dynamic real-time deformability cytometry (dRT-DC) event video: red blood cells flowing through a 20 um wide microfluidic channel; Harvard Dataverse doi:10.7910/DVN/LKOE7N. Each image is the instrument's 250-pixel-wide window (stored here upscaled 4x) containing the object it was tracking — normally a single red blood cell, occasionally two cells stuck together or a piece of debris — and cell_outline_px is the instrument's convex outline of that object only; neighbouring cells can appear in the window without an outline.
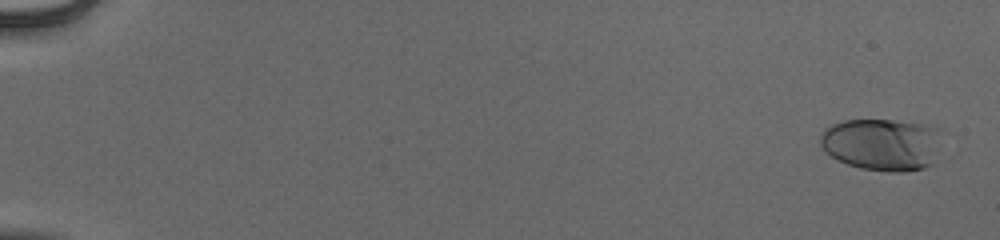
{"species": "human", "species_latin": "Homo sapiens", "temperature_condition": "cold", "stored_images_in_passage": 56, "camera_frame_rate_fps": 3000, "um_per_image_px": 0.085, "donor": {"sex": "male"}, "frame": {"image": 1, "passage_image": 3, "time_ms": 0.667, "image_size_px": [1000, 240], "cell_outline_px": [[936, 128], [932, 164], [924, 168], [904, 172], [888, 172], [860, 168], [836, 160], [820, 144], [820, 136], [824, 128], [832, 124], [844, 120], [892, 120], [920, 124]], "centroid_in_image_um": [74.84, 12.28], "position_along_channel_um": 10.2, "area_um2": 36.13}}
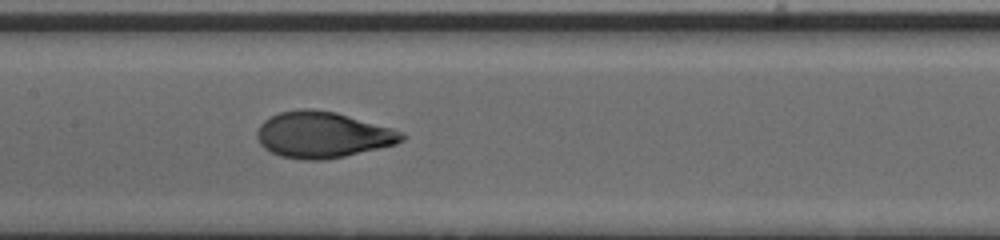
{"frame": {"image": 2, "passage_image": 31, "time_ms": 10.0, "image_size_px": [1000, 240], "cell_outline_px": [[408, 136], [404, 140], [396, 144], [344, 156], [320, 160], [304, 160], [280, 156], [264, 148], [260, 144], [256, 136], [256, 132], [260, 124], [264, 120], [280, 112], [300, 108], [312, 108], [336, 112], [392, 128], [404, 132]], "centroid_in_image_um": [27.43, 11.45], "position_along_channel_um": 180.0, "area_um2": 39.02}}
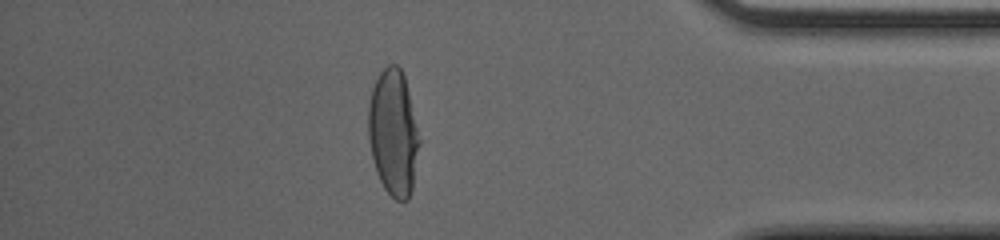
{"frame": {"image": 3, "passage_image": 50, "time_ms": 16.333, "image_size_px": [1000, 240], "cell_outline_px": [[420, 140], [412, 188], [408, 200], [396, 200], [384, 188], [376, 172], [372, 156], [368, 136], [368, 104], [372, 88], [380, 72], [388, 64], [396, 64], [400, 68], [404, 76]], "centroid_in_image_um": [33.41, 11.28], "position_along_channel_um": 401.8, "area_um2": 37.11}, "authors_computed_cell_mechanics": {"area_um2": 37.8012, "velocity_mm_per_s": 3.9133, "shape_relaxation_time_tau1_ms": 5.4843, "shape_relaxation_time_tau2_ms": null, "deformation_change_tau1": 0.2366, "deformation_change_tau2": null}}